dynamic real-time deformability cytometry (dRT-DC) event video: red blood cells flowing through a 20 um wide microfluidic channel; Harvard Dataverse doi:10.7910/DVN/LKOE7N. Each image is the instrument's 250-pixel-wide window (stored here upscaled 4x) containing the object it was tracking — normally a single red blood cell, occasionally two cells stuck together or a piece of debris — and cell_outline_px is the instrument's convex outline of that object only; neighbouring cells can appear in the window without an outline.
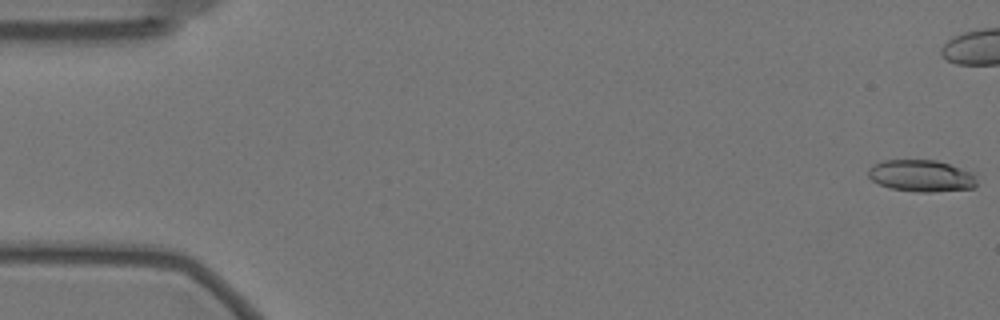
{"species": "Egyptian fruit bat (a non-hibernating species)", "species_latin": "Rousettus aegyptiacus", "temperature_condition": "warm", "stored_images_in_passage": 13, "camera_frame_rate_fps": 3000, "um_per_image_px": 0.085, "animal": {"sex": "female"}, "frame": {"image": 1, "passage_image": 1, "time_ms": 0.0, "image_size_px": [1000, 320], "cell_outline_px": [[976, 184], [972, 188], [932, 192], [920, 192], [888, 188], [872, 180], [868, 176], [868, 168], [872, 164], [884, 160], [936, 160], [972, 172], [976, 176]], "centroid_in_image_um": [78.28, 14.94], "position_along_channel_um": 6.7, "area_um2": 20.11}}